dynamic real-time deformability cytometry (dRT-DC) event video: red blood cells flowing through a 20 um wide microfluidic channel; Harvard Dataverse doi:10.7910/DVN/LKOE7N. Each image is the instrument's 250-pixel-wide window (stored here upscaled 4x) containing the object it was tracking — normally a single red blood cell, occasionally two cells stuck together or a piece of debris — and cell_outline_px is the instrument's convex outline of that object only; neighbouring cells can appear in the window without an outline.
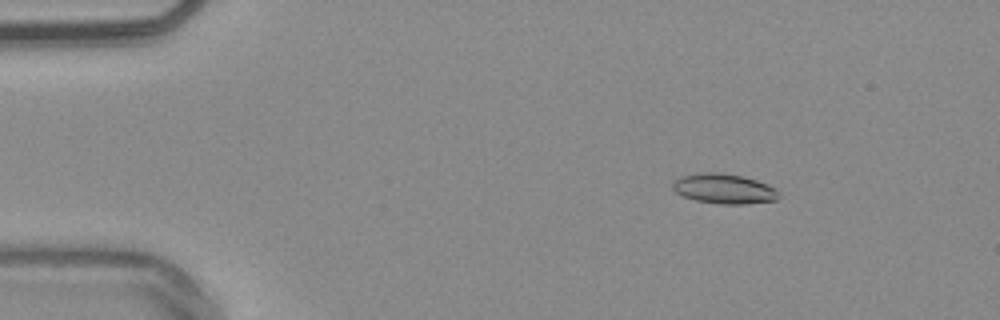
{"species": "common noctule bat (a hibernating species)", "species_latin": "Nyctalus noctula", "temperature_condition": "warm", "stored_images_in_passage": 17, "camera_frame_rate_fps": 3000, "um_per_image_px": 0.085, "animal": {"sex": "male", "body_mass_g": 20.4}, "frame": {"image": 1, "passage_image": 8, "time_ms": 2.333, "image_size_px": [1000, 320], "cell_outline_px": [[780, 196], [776, 200], [744, 204], [720, 204], [696, 200], [684, 196], [676, 192], [672, 188], [672, 184], [680, 176], [700, 172], [720, 172], [740, 176], [756, 180], [768, 184], [776, 188]], "centroid_in_image_um": [61.55, 16.04], "position_along_channel_um": 23.5, "area_um2": 18.5}}